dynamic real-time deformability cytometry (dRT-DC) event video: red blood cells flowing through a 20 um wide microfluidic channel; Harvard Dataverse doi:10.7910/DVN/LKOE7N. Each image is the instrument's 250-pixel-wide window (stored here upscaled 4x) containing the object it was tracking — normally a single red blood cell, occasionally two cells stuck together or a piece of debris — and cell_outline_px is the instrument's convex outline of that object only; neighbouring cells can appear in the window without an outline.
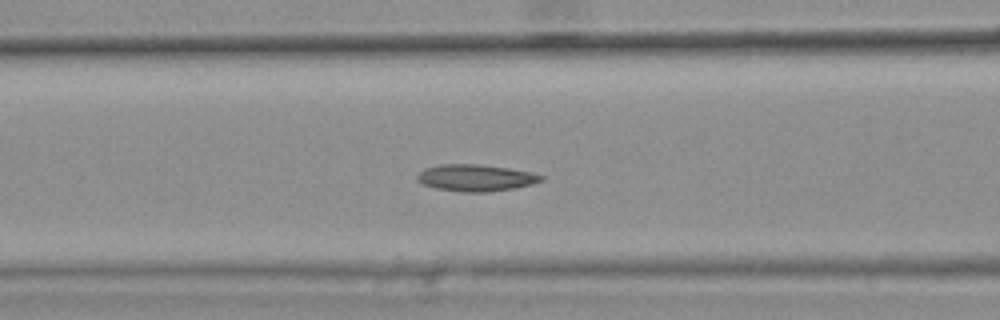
{"species": "common noctule bat (a hibernating species)", "species_latin": "Nyctalus noctula", "temperature_condition": "warm", "stored_images_in_passage": 41, "camera_frame_rate_fps": 3000, "um_per_image_px": 0.085, "animal": {"sex": "female", "body_mass_g": 25.1}, "frame": {"image": 1, "passage_image": 18, "time_ms": 5.667, "image_size_px": [1000, 320], "cell_outline_px": [[544, 180], [532, 184], [512, 188], [488, 192], [460, 192], [436, 188], [420, 184], [416, 180], [416, 176], [424, 168], [440, 164], [476, 164], [508, 168], [532, 172], [544, 176]], "centroid_in_image_um": [40.4, 15.11], "position_along_channel_um": 126.2, "area_um2": 19.42}, "authors_computed_cell_mechanics": {"area_um2": 18.7272, "velocity_mm_per_s": 3.7893, "shape_relaxation_time_tau1_ms": null, "shape_relaxation_time_tau2_ms": 6.6151, "deformation_change_tau1": null, "deformation_change_tau2": 0.1572}}